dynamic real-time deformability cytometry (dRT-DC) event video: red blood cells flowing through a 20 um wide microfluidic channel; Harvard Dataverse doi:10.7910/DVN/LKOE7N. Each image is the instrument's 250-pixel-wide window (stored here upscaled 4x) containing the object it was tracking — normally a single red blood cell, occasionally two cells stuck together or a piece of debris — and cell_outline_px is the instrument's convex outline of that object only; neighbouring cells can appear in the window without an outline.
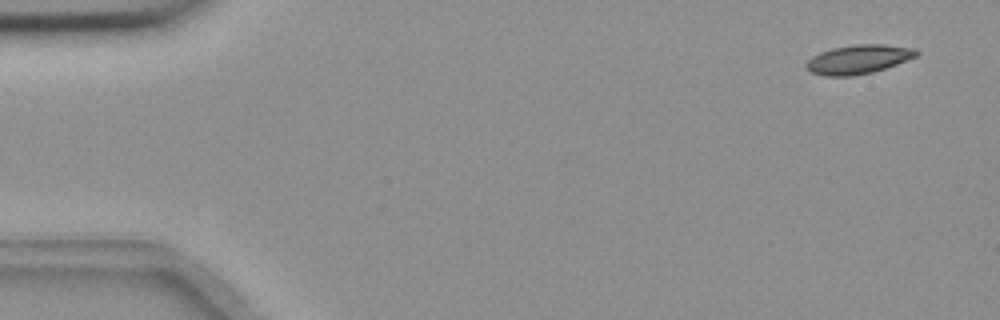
{"species": "common noctule bat (a hibernating species)", "species_latin": "Nyctalus noctula", "temperature_condition": "room temperature", "stored_images_in_passage": 5, "segment_of_instrument_passage": [1, 2], "camera_frame_rate_fps": 3000, "um_per_image_px": 0.085, "animal": {"sex": "female", "body_mass_g": 18.4}, "frame": {"image": 1, "passage_image": 1, "time_ms": 0.0, "image_size_px": [1000, 320], "cell_outline_px": [[920, 52], [916, 56], [896, 64], [872, 72], [848, 76], [828, 76], [812, 72], [804, 68], [804, 64], [812, 56], [820, 52], [832, 48], [856, 44], [884, 44], [916, 48]], "centroid_in_image_um": [72.95, 5.03], "position_along_channel_um": 12.1, "area_um2": 18.55}}
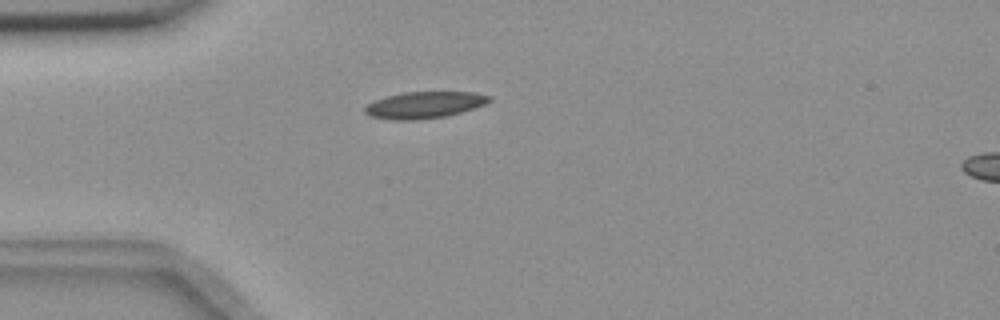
{"frame": {"image": 2, "passage_image": 4, "time_ms": 1.0, "image_size_px": [1000, 320], "cell_outline_px": [[492, 100], [484, 104], [448, 116], [416, 120], [392, 120], [372, 116], [364, 112], [364, 108], [368, 104], [376, 100], [388, 96], [404, 92], [476, 92], [492, 96]], "centroid_in_image_um": [36.1, 8.92], "position_along_channel_um": 48.9, "area_um2": 19.19}}